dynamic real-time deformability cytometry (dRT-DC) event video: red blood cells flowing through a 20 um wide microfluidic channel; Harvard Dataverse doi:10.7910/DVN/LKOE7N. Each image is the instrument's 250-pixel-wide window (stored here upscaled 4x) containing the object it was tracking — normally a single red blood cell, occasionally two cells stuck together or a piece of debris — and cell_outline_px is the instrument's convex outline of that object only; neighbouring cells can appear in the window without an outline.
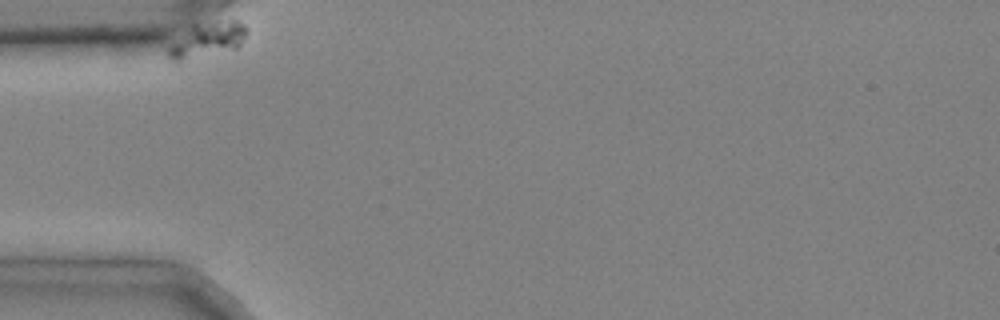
{"species": "common noctule bat (a hibernating species)", "species_latin": "Nyctalus noctula", "temperature_condition": "cold", "stored_images_in_passage": 40, "camera_frame_rate_fps": 3000, "um_per_image_px": 0.085, "animal": {"sex": "male", "body_mass_g": 20.4}, "frame": {"image": 1, "passage_image": 1, "time_ms": 0.0, "image_size_px": [1000, 320], "cell_outline_px": [[248, 32], [240, 44], [236, 48], [180, 60], [172, 60], [168, 56], [168, 48], [192, 24], [232, 20], [236, 20], [244, 24]], "centroid_in_image_um": [17.66, 3.34], "position_along_channel_um": 67.3, "area_um2": 15.26}}
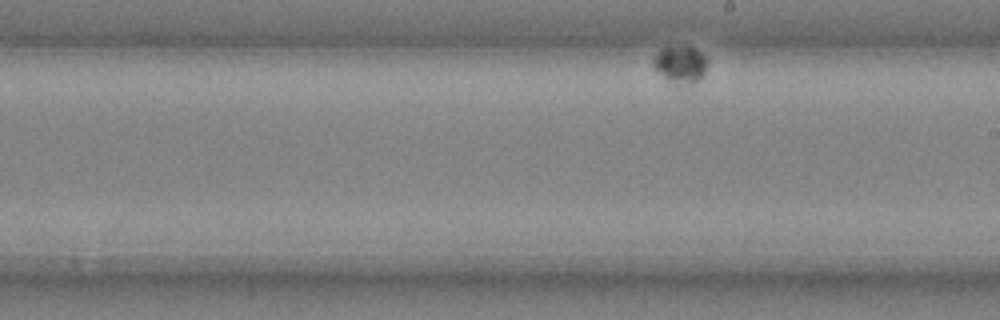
{"frame": {"image": 2, "passage_image": 25, "time_ms": 8.0, "image_size_px": [1000, 320], "cell_outline_px": [[708, 60], [704, 76], [692, 84], [688, 84], [668, 80], [652, 64], [652, 60], [660, 48], [696, 48]], "centroid_in_image_um": [57.87, 5.48], "position_along_channel_um": 231.1, "area_um2": 11.21}}
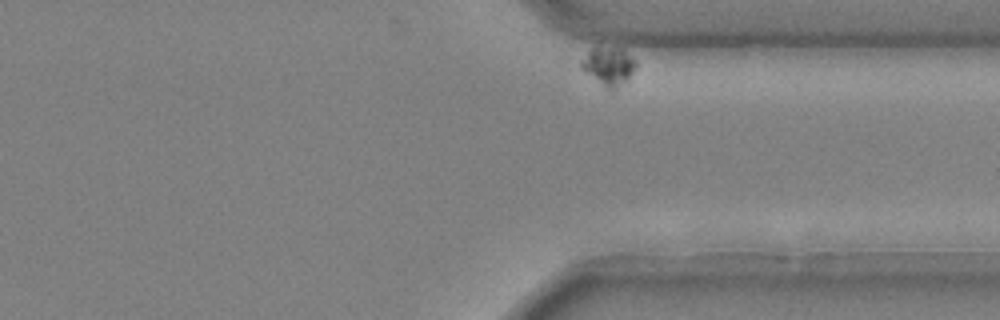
{"frame": {"image": 3, "passage_image": 40, "time_ms": 13.0, "image_size_px": [1000, 320], "cell_outline_px": [[636, 68], [628, 80], [612, 92], [608, 92], [580, 64], [592, 48], [620, 48], [636, 60]], "centroid_in_image_um": [51.81, 5.68], "position_along_channel_um": 359.6, "area_um2": 11.85}}